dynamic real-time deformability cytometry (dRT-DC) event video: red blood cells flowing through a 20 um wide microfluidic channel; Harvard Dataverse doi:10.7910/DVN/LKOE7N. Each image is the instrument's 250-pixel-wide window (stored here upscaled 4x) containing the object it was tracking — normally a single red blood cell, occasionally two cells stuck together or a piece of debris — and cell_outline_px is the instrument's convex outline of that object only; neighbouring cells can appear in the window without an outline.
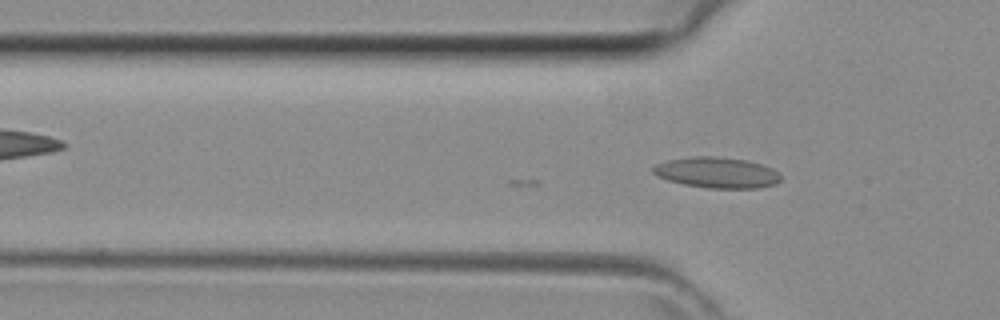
{"species": "common noctule bat (a hibernating species)", "species_latin": "Nyctalus noctula", "temperature_condition": "room temperature", "stored_images_in_passage": 13, "camera_frame_rate_fps": 3000, "um_per_image_px": 0.085, "animal": {"sex": "female", "body_mass_g": 29.2, "forearm_length_mm": 56.3}, "frame": {"image": 1, "passage_image": 13, "time_ms": 4.0, "image_size_px": [1000, 320], "cell_outline_px": [[780, 180], [776, 184], [756, 188], [708, 188], [684, 184], [668, 180], [656, 176], [652, 172], [652, 168], [656, 164], [668, 160], [692, 156], [716, 156], [744, 160], [760, 164], [772, 168], [780, 172]], "centroid_in_image_um": [60.92, 14.67], "position_along_channel_um": 64.9, "area_um2": 22.89}}